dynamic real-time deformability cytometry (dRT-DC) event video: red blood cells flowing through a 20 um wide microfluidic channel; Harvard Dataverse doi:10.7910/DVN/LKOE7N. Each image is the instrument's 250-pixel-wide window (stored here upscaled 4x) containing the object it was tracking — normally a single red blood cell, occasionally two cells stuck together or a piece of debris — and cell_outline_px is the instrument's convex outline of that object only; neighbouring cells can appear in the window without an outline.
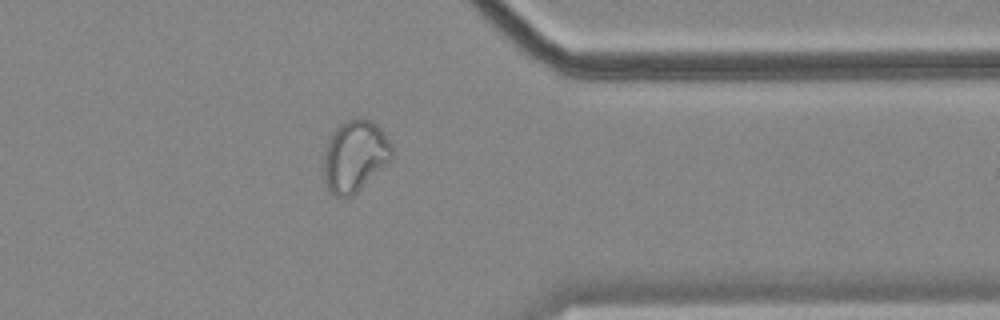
{"species": "common noctule bat (a hibernating species)", "species_latin": "Nyctalus noctula", "temperature_condition": "cold", "stored_images_in_passage": 41, "camera_frame_rate_fps": 3000, "um_per_image_px": 0.085, "animal": {"sex": "female", "body_mass_g": 18.4}, "frame": {"image": 1, "passage_image": 30, "time_ms": 9.667, "image_size_px": [1000, 320], "cell_outline_px": [[392, 160], [352, 196], [336, 196], [328, 192], [324, 180], [324, 152], [328, 136], [340, 124], [356, 116], [364, 116], [376, 124], [380, 128], [388, 140], [392, 148]], "centroid_in_image_um": [30.14, 13.24], "position_along_channel_um": 381.3, "area_um2": 28.73}, "authors_computed_cell_mechanics": {"area_um2": 26.01, "velocity_mm_per_s": 3.5904, "shape_relaxation_time_tau1_ms": null, "shape_relaxation_time_tau2_ms": 1.6945, "deformation_change_tau1": null, "deformation_change_tau2": 0.0549}}